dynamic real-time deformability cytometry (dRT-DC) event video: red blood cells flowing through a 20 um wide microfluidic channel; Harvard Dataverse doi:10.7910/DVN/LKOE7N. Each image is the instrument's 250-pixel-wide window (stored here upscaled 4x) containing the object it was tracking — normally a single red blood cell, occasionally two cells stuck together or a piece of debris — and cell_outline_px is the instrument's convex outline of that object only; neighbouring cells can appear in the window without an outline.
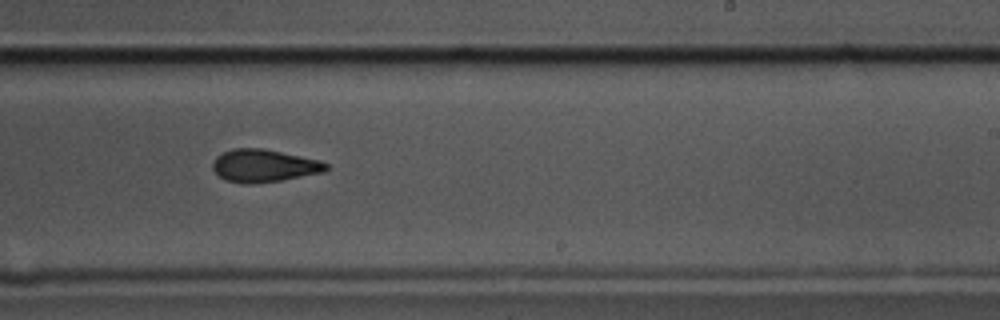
{"species": "common noctule bat (a hibernating species)", "species_latin": "Nyctalus noctula", "temperature_condition": "cold", "stored_images_in_passage": 40, "camera_frame_rate_fps": 3000, "um_per_image_px": 0.085, "animal": {"sex": "male", "body_mass_g": 17.5, "forearm_length_mm": 52.3}, "frame": {"image": 1, "passage_image": 18, "time_ms": 5.667, "image_size_px": [1000, 320], "cell_outline_px": [[328, 168], [324, 172], [280, 180], [248, 184], [244, 184], [224, 180], [212, 168], [212, 164], [216, 156], [232, 148], [264, 148], [320, 160], [328, 164]], "centroid_in_image_um": [22.42, 14.08], "position_along_channel_um": 266.6, "area_um2": 21.56}, "authors_computed_cell_mechanics": {"area_um2": 22.2241, "velocity_mm_per_s": 3.5857, "shape_relaxation_time_tau1_ms": 4.5907, "shape_relaxation_time_tau2_ms": 4.4346, "deformation_change_tau1": 0.1368, "deformation_change_tau2": 0.113}}